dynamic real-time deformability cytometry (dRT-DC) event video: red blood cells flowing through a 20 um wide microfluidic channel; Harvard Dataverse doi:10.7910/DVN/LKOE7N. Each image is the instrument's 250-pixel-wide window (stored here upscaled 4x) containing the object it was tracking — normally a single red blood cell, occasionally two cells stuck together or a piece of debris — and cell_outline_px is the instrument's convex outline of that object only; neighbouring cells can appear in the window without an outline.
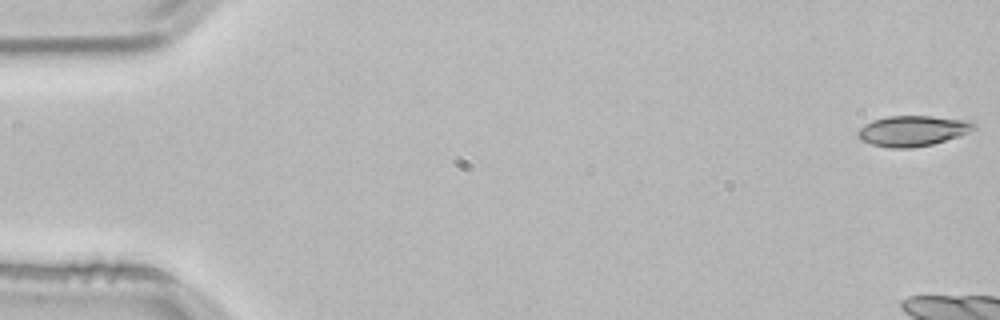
{"species": "common noctule bat (a hibernating species)", "species_latin": "Nyctalus noctula", "temperature_condition": "room temperature", "stored_images_in_passage": 8, "camera_frame_rate_fps": 3000, "um_per_image_px": 0.085, "animal": {"sex": "male", "body_mass_g": 21.5, "forearm_length_mm": 52.0}, "frame": {"image": 1, "passage_image": 1, "time_ms": 0.0, "image_size_px": [1000, 320], "cell_outline_px": [[976, 128], [960, 136], [932, 144], [912, 148], [892, 148], [872, 144], [860, 140], [856, 136], [856, 132], [864, 124], [872, 120], [888, 116], [932, 116], [972, 120], [976, 124]], "centroid_in_image_um": [77.58, 11.11], "position_along_channel_um": 7.4, "area_um2": 20.87}}